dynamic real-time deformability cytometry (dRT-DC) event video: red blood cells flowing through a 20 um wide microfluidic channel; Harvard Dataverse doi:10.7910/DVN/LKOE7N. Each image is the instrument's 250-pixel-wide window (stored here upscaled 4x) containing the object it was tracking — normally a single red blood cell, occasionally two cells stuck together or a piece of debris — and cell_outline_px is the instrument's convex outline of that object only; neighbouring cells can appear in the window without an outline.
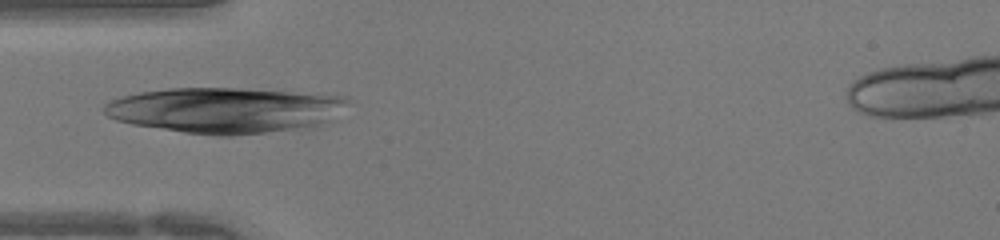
{"species": "human", "species_latin": "Homo sapiens", "temperature_condition": "warm", "stored_images_in_passage": 32, "camera_frame_rate_fps": 3000, "um_per_image_px": 0.085, "donor": {"sex": "female"}, "frame": {"image": 1, "passage_image": 1, "time_ms": 0.0, "image_size_px": [1000, 240], "cell_outline_px": [[348, 104], [328, 120], [316, 128], [232, 136], [216, 136], [184, 132], [132, 124], [116, 120], [108, 116], [104, 112], [104, 104], [112, 100], [124, 96], [140, 92], [168, 88], [240, 88], [348, 96]], "centroid_in_image_um": [19.17, 9.38], "position_along_channel_um": 65.8, "area_um2": 65.03}}
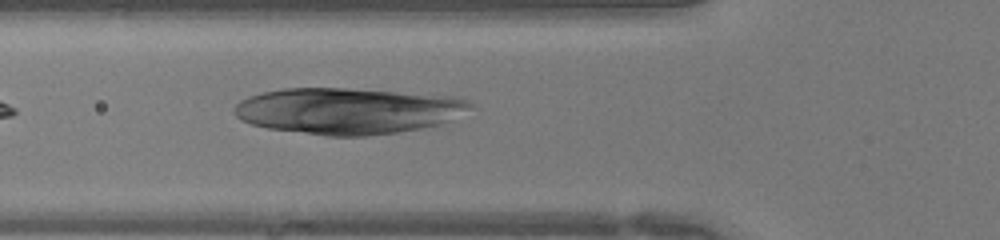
{"frame": {"image": 2, "passage_image": 3, "time_ms": 0.667, "image_size_px": [1000, 240], "cell_outline_px": [[476, 104], [472, 108], [440, 124], [424, 128], [400, 132], [368, 136], [328, 136], [268, 128], [252, 124], [240, 120], [232, 112], [232, 108], [240, 100], [248, 96], [264, 92], [284, 88], [348, 88], [456, 96], [468, 100]], "centroid_in_image_um": [29.57, 9.42], "position_along_channel_um": 96.2, "area_um2": 63.93}}
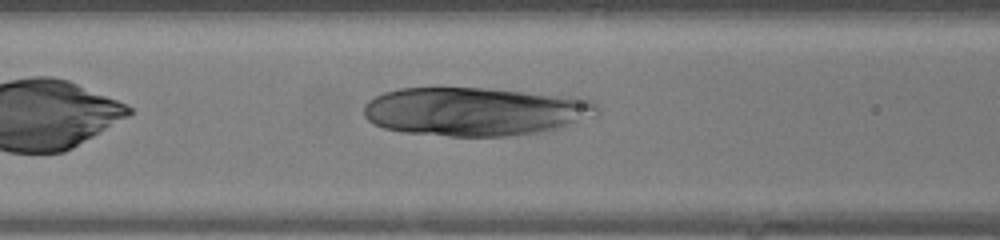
{"frame": {"image": 3, "passage_image": 5, "time_ms": 1.333, "image_size_px": [1000, 240], "cell_outline_px": [[600, 112], [596, 116], [556, 128], [540, 132], [508, 136], [448, 136], [404, 132], [384, 128], [368, 120], [364, 116], [364, 104], [368, 100], [384, 92], [400, 88], [484, 88], [568, 96], [592, 100], [596, 104]], "centroid_in_image_um": [40.37, 9.47], "position_along_channel_um": 126.2, "area_um2": 65.89}}